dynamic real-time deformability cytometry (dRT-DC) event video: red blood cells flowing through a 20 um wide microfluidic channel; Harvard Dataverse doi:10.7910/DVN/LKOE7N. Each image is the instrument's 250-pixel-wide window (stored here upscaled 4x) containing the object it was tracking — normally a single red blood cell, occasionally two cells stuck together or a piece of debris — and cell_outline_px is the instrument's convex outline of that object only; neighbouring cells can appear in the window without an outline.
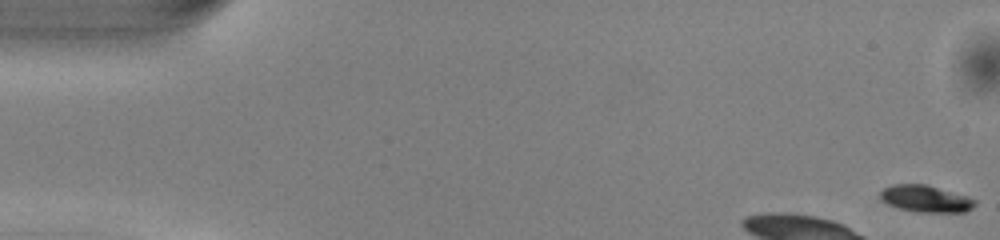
{"species": "common noctule bat (a hibernating species)", "species_latin": "Nyctalus noctula", "temperature_condition": "warm", "stored_images_in_passage": 10, "camera_frame_rate_fps": 3000, "um_per_image_px": 0.085, "animal": {"sex": "male", "body_mass_g": 13.0, "forearm_length_mm": 53.1}, "frame": {"image": 1, "passage_image": 1, "time_ms": 0.0, "image_size_px": [1000, 240], "cell_outline_px": [[976, 204], [972, 208], [964, 212], [916, 212], [900, 208], [888, 204], [880, 196], [880, 192], [884, 188], [892, 184], [928, 184], [968, 196], [976, 200]], "centroid_in_image_um": [78.72, 16.88], "position_along_channel_um": 6.3, "area_um2": 14.85}}